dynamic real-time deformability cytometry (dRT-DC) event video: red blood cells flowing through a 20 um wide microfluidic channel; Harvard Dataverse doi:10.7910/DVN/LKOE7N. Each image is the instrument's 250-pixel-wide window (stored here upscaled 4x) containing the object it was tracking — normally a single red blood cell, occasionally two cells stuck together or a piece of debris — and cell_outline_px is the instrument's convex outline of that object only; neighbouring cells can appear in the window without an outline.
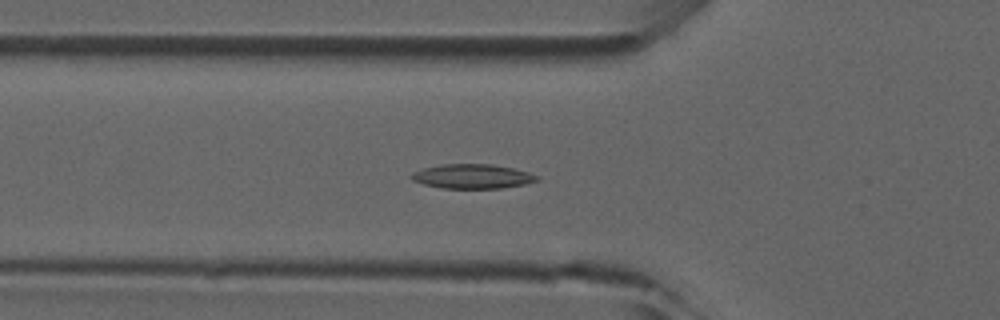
{"species": "common noctule bat (a hibernating species)", "species_latin": "Nyctalus noctula", "temperature_condition": "room temperature", "stored_images_in_passage": 46, "camera_frame_rate_fps": 3000, "um_per_image_px": 0.085, "animal": {"sex": "male", "forearm_length_mm": 52.5}, "frame": {"image": 1, "passage_image": 14, "time_ms": 4.333, "image_size_px": [1000, 320], "cell_outline_px": [[540, 180], [524, 184], [500, 188], [440, 188], [424, 184], [412, 180], [408, 176], [412, 172], [424, 168], [440, 164], [492, 164], [512, 168], [528, 172], [540, 176]], "centroid_in_image_um": [40.13, 14.99], "position_along_channel_um": 85.7, "area_um2": 17.92}}